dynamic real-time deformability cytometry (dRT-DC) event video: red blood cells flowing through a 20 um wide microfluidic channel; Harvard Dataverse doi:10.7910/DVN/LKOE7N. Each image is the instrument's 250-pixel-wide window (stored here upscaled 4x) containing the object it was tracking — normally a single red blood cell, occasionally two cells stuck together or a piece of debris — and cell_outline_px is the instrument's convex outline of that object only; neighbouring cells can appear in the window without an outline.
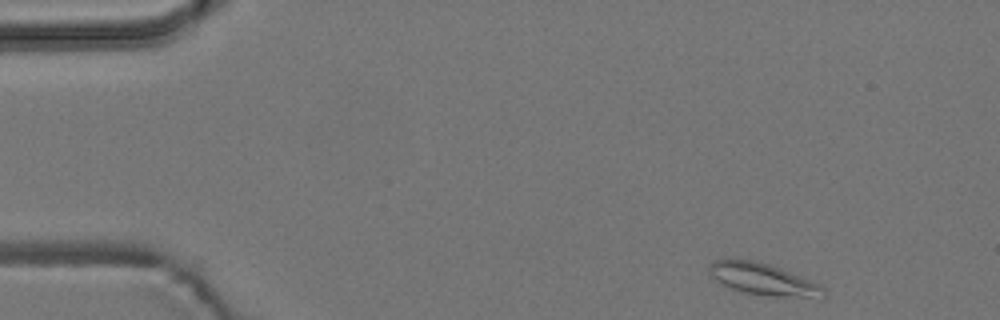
{"species": "common noctule bat (a hibernating species)", "species_latin": "Nyctalus noctula", "temperature_condition": "room temperature", "stored_images_in_passage": 51, "camera_frame_rate_fps": 3000, "um_per_image_px": 0.085, "animal": {"sex": "male", "body_mass_g": 19.2, "forearm_length_mm": 51.8}, "frame": {"image": 1, "passage_image": 2, "time_ms": 0.333, "image_size_px": [1000, 320], "cell_outline_px": [[828, 296], [824, 300], [820, 300], [772, 296], [740, 292], [720, 284], [708, 272], [708, 264], [716, 260], [732, 256], [752, 260], [768, 264], [780, 268], [820, 284], [824, 288]], "centroid_in_image_um": [64.91, 23.75], "position_along_channel_um": 20.1, "area_um2": 22.25}}
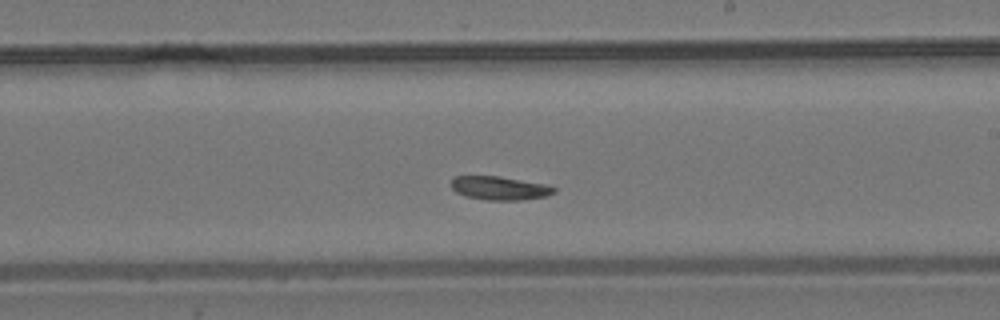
{"frame": {"image": 2, "passage_image": 28, "time_ms": 9.0, "image_size_px": [1000, 320], "cell_outline_px": [[556, 192], [548, 196], [520, 200], [488, 200], [464, 196], [456, 192], [452, 188], [452, 180], [456, 176], [500, 176], [544, 184], [556, 188]], "centroid_in_image_um": [42.48, 15.99], "position_along_channel_um": 246.5, "area_um2": 14.1}}
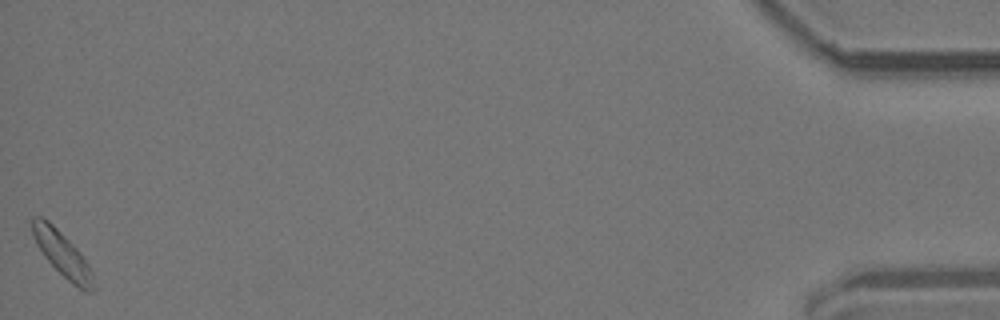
{"frame": {"image": 3, "passage_image": 51, "time_ms": 16.667, "image_size_px": [1000, 320], "cell_outline_px": [[96, 288], [92, 292], [84, 292], [72, 284], [44, 256], [36, 244], [32, 232], [32, 220], [36, 216], [40, 216], [48, 220], [80, 252], [88, 264]], "centroid_in_image_um": [5.31, 21.63], "position_along_channel_um": 429.9, "area_um2": 15.61}, "authors_computed_cell_mechanics": {"area_um2": 14.9702, "velocity_mm_per_s": 3.7104, "shape_relaxation_time_tau1_ms": null, "shape_relaxation_time_tau2_ms": 4.7727, "deformation_change_tau1": null, "deformation_change_tau2": 0.1107}}